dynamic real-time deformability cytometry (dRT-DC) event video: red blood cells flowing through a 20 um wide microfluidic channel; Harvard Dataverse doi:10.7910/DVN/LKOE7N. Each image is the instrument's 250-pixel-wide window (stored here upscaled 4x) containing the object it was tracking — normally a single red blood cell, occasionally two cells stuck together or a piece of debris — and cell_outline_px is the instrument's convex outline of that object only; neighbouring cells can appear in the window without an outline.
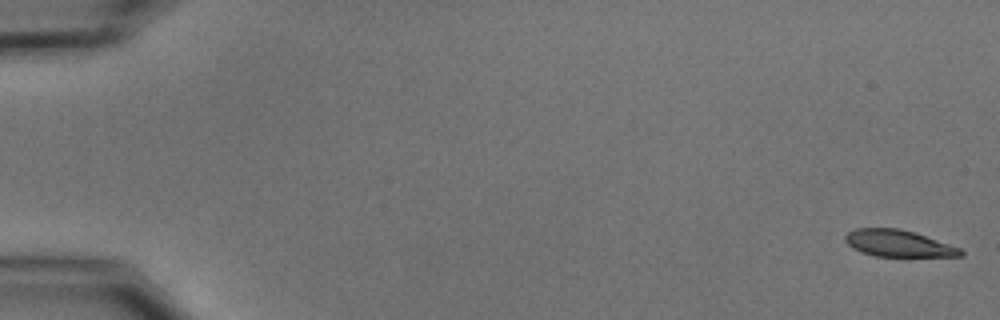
{"species": "common noctule bat (a hibernating species)", "species_latin": "Nyctalus noctula", "temperature_condition": "cold", "stored_images_in_passage": 16, "camera_frame_rate_fps": 3000, "um_per_image_px": 0.085, "animal": {"sex": "male", "body_mass_g": 15.6}, "frame": {"image": 1, "passage_image": 1, "time_ms": 0.0, "image_size_px": [1000, 320], "cell_outline_px": [[964, 256], [876, 256], [860, 252], [852, 248], [844, 240], [844, 236], [848, 232], [856, 228], [900, 228], [916, 232], [960, 248], [964, 252]], "centroid_in_image_um": [76.34, 20.68], "position_along_channel_um": 8.7, "area_um2": 18.03}}
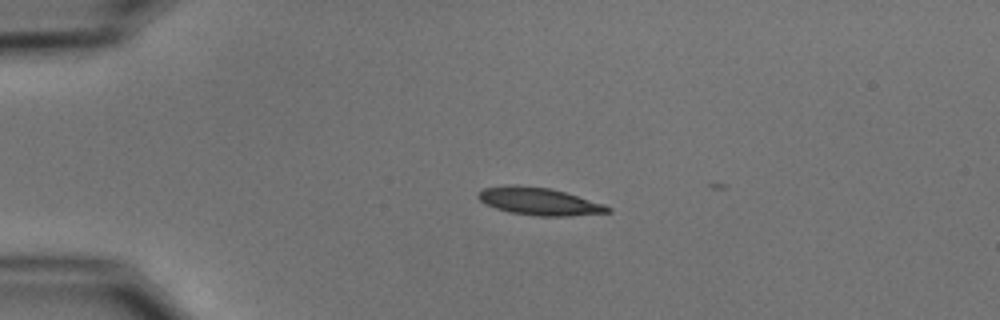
{"frame": {"image": 2, "passage_image": 13, "time_ms": 4.0, "image_size_px": [1000, 320], "cell_outline_px": [[612, 212], [568, 216], [536, 216], [508, 212], [484, 204], [476, 196], [484, 188], [504, 184], [516, 184], [548, 188], [564, 192], [604, 204], [612, 208]], "centroid_in_image_um": [45.79, 17.11], "position_along_channel_um": 39.2, "area_um2": 20.87}}